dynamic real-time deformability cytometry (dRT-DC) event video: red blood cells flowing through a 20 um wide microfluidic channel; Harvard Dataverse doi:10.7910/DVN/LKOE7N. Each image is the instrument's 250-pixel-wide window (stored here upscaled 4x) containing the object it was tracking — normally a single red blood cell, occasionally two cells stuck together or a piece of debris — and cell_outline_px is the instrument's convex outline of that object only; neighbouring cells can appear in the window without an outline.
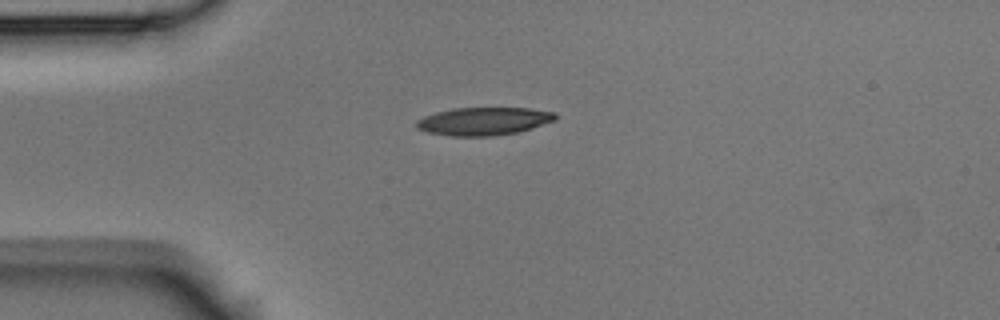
{"species": "Egyptian fruit bat (a non-hibernating species)", "species_latin": "Rousettus aegyptiacus", "temperature_condition": "room temperature", "stored_images_in_passage": 12, "camera_frame_rate_fps": 3000, "um_per_image_px": 0.085, "animal": {"sex": "male"}, "frame": {"image": 1, "passage_image": 1, "time_ms": 0.0, "image_size_px": [1000, 320], "cell_outline_px": [[556, 120], [532, 128], [516, 132], [496, 136], [448, 136], [428, 132], [416, 128], [416, 120], [424, 116], [436, 112], [452, 108], [528, 108], [556, 112]], "centroid_in_image_um": [41.1, 10.3], "position_along_channel_um": 43.9, "area_um2": 22.72}}
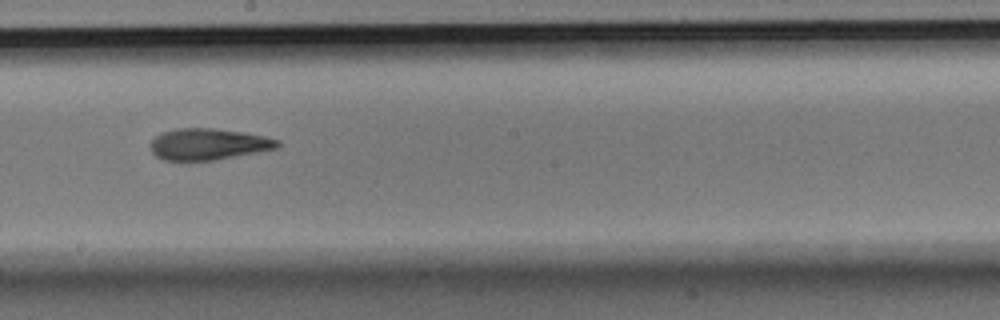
{"frame": {"image": 2, "passage_image": 6, "time_ms": 5.667, "image_size_px": [1000, 320], "cell_outline_px": [[280, 144], [276, 148], [216, 160], [164, 160], [156, 156], [152, 152], [152, 140], [160, 132], [176, 128], [212, 128], [240, 132], [280, 140]], "centroid_in_image_um": [17.66, 12.25], "position_along_channel_um": 230.5, "area_um2": 22.89}}
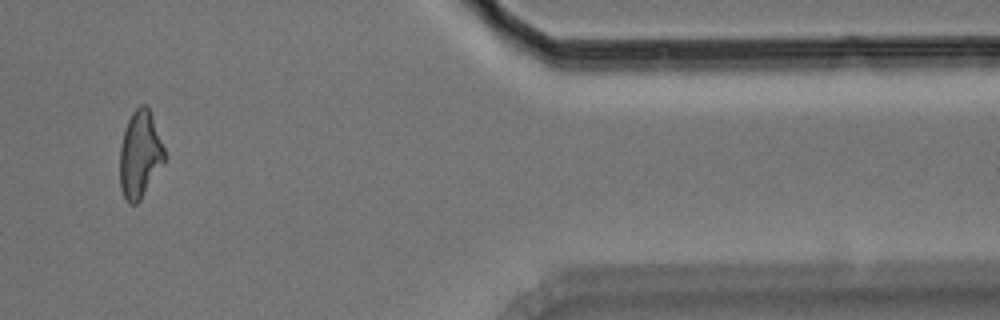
{"frame": {"image": 3, "passage_image": 10, "time_ms": 11.333, "image_size_px": [1000, 320], "cell_outline_px": [[164, 164], [140, 200], [136, 204], [128, 204], [120, 188], [120, 148], [124, 132], [128, 120], [132, 112], [140, 104], [148, 104], [164, 148]], "centroid_in_image_um": [11.89, 13.13], "position_along_channel_um": 399.5, "area_um2": 22.66}, "authors_computed_cell_mechanics": {"area_um2": 22.831, "velocity_mm_per_s": 3.6325, "shape_relaxation_time_tau1_ms": 6.5968, "shape_relaxation_time_tau2_ms": 3.3414, "deformation_change_tau1": 0.234, "deformation_change_tau2": 0.1285}}